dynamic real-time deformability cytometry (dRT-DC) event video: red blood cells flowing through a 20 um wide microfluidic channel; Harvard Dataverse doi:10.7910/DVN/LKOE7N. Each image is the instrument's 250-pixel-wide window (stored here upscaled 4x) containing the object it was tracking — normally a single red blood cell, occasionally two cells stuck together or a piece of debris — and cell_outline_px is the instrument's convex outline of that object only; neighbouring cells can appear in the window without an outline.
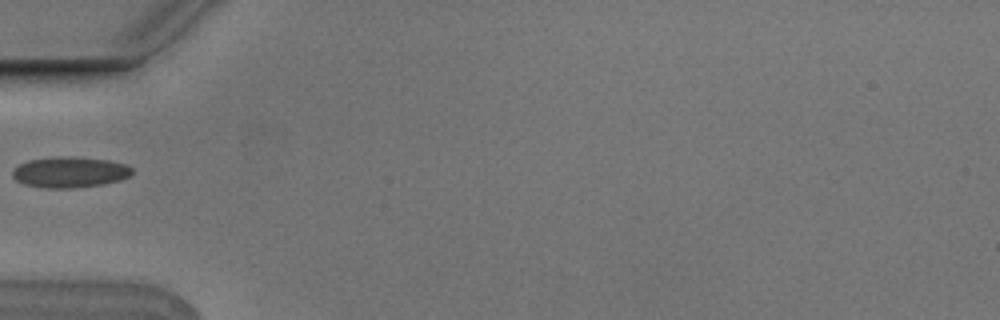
{"species": "Egyptian fruit bat (a non-hibernating species)", "species_latin": "Rousettus aegyptiacus", "temperature_condition": "cold", "stored_images_in_passage": 5, "camera_frame_rate_fps": 3000, "um_per_image_px": 0.085, "animal": {"sex": "male"}, "frame": {"image": 1, "passage_image": 5, "time_ms": 1.333, "image_size_px": [1000, 320], "cell_outline_px": [[132, 172], [128, 176], [120, 180], [104, 184], [72, 188], [44, 188], [24, 184], [16, 180], [12, 176], [12, 168], [28, 160], [56, 156], [72, 156], [108, 160], [124, 164], [132, 168]], "centroid_in_image_um": [5.89, 14.63], "position_along_channel_um": 79.1, "area_um2": 21.56}}